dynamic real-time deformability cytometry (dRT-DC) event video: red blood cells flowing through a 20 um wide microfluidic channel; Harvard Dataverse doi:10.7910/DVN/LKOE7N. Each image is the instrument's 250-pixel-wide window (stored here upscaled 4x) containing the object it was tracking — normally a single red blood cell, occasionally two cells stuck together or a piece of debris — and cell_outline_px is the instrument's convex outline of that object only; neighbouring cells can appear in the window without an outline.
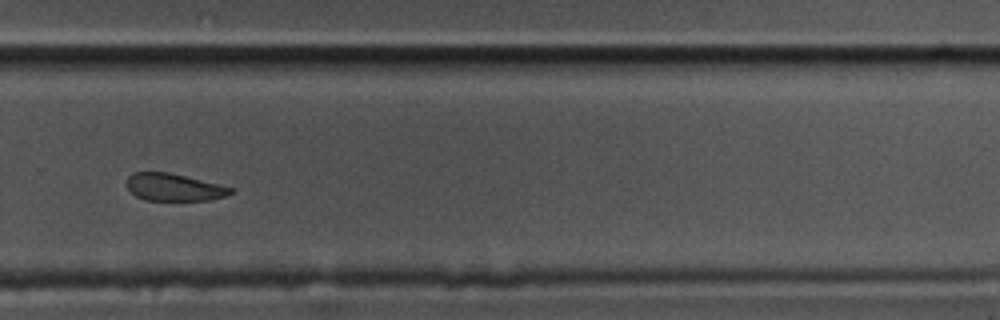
{"species": "common noctule bat (a hibernating species)", "species_latin": "Nyctalus noctula", "temperature_condition": "cold", "stored_images_in_passage": 14, "camera_frame_rate_fps": 3000, "um_per_image_px": 0.085, "animal": {"sex": "male", "body_mass_g": 17.5, "forearm_length_mm": 52.3}, "frame": {"image": 1, "passage_image": 10, "time_ms": 3.0, "image_size_px": [1000, 320], "cell_outline_px": [[236, 192], [228, 196], [208, 200], [144, 200], [136, 196], [128, 188], [128, 176], [132, 172], [168, 172], [220, 184], [236, 188]], "centroid_in_image_um": [14.86, 15.92], "position_along_channel_um": 314.9, "area_um2": 16.7}}
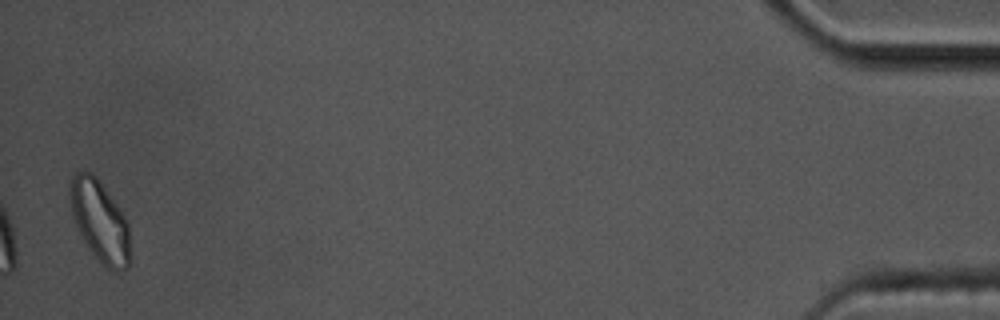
{"frame": {"image": 2, "passage_image": 14, "time_ms": 4.333, "image_size_px": [1000, 320], "cell_outline_px": [[128, 268], [120, 272], [116, 272], [104, 268], [100, 264], [88, 248], [80, 236], [76, 228], [72, 216], [68, 196], [68, 184], [72, 172], [92, 172], [96, 176], [128, 220]], "centroid_in_image_um": [8.42, 18.79], "position_along_channel_um": 426.8, "area_um2": 29.02}}